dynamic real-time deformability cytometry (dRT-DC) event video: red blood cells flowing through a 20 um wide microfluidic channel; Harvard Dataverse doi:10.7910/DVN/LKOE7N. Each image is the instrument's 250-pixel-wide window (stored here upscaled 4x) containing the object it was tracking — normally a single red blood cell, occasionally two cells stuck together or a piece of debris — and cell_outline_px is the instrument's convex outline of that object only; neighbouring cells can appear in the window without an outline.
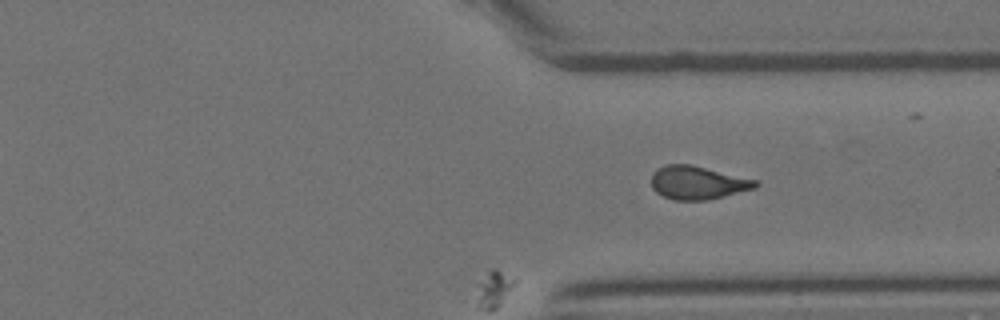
{"species": "Egyptian fruit bat (a non-hibernating species)", "species_latin": "Rousettus aegyptiacus", "temperature_condition": "room temperature", "stored_images_in_passage": 33, "camera_frame_rate_fps": 3000, "um_per_image_px": 0.085, "animal": {"sex": "female"}, "frame": {"image": 1, "passage_image": 33, "time_ms": 10.667, "image_size_px": [1000, 320], "cell_outline_px": [[760, 184], [756, 188], [708, 200], [672, 200], [656, 192], [652, 188], [652, 172], [656, 168], [664, 164], [692, 164], [760, 180]], "centroid_in_image_um": [59.33, 15.51], "position_along_channel_um": 352.1, "area_um2": 20.63}}